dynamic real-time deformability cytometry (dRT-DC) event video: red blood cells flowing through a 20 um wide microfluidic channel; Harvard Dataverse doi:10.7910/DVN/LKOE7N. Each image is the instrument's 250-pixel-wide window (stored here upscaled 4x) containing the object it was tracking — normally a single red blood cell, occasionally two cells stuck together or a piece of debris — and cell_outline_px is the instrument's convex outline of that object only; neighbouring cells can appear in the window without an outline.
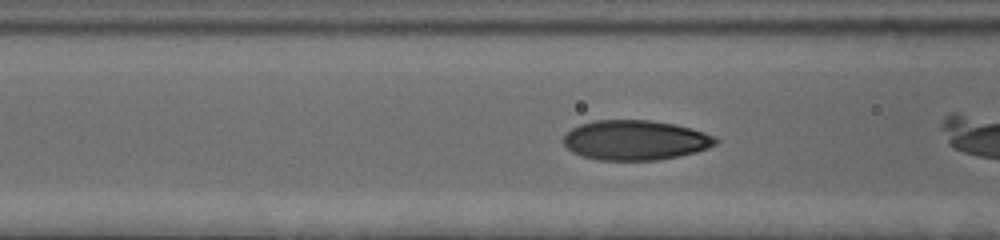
{"species": "human", "species_latin": "Homo sapiens", "temperature_condition": "cold", "stored_images_in_passage": 7, "camera_frame_rate_fps": 3000, "um_per_image_px": 0.085, "donor": {"sex": "female"}, "frame": {"image": 1, "passage_image": 4, "time_ms": 1.0, "image_size_px": [1000, 240], "cell_outline_px": [[720, 140], [716, 144], [708, 148], [696, 152], [656, 160], [600, 160], [584, 156], [572, 152], [564, 144], [564, 136], [572, 128], [580, 124], [596, 120], [652, 120], [676, 124], [692, 128], [716, 136]], "centroid_in_image_um": [54.04, 11.9], "position_along_channel_um": 112.6, "area_um2": 35.37}}